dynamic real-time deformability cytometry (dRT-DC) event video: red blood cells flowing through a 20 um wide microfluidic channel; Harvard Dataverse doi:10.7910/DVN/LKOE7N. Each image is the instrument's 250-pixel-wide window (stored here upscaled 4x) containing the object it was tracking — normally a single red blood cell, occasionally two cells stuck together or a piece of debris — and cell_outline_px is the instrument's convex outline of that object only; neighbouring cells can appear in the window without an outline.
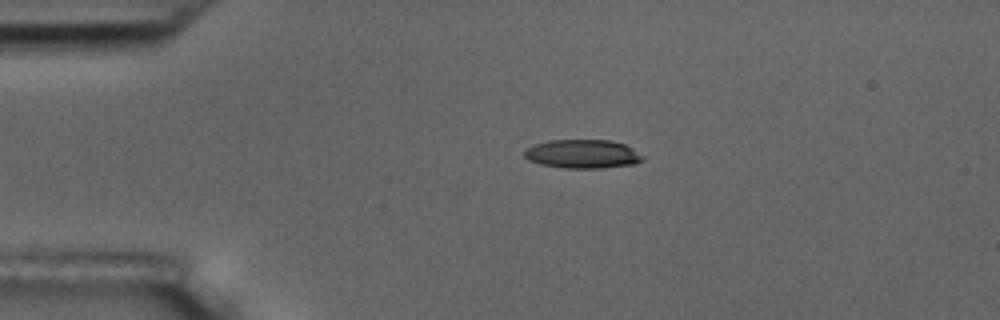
{"species": "common noctule bat (a hibernating species)", "species_latin": "Nyctalus noctula", "temperature_condition": "room temperature", "stored_images_in_passage": 2, "camera_frame_rate_fps": 3000, "um_per_image_px": 0.085, "animal": {"sex": "male", "body_mass_g": 17.5, "forearm_length_mm": 52.3}, "frame": {"image": 1, "passage_image": 1, "time_ms": 0.0, "image_size_px": [1000, 320], "cell_outline_px": [[644, 160], [636, 164], [604, 168], [564, 168], [540, 164], [528, 160], [524, 156], [524, 148], [532, 144], [548, 140], [612, 140], [624, 144], [632, 148]], "centroid_in_image_um": [49.47, 13.08], "position_along_channel_um": 35.5, "area_um2": 20.0}}